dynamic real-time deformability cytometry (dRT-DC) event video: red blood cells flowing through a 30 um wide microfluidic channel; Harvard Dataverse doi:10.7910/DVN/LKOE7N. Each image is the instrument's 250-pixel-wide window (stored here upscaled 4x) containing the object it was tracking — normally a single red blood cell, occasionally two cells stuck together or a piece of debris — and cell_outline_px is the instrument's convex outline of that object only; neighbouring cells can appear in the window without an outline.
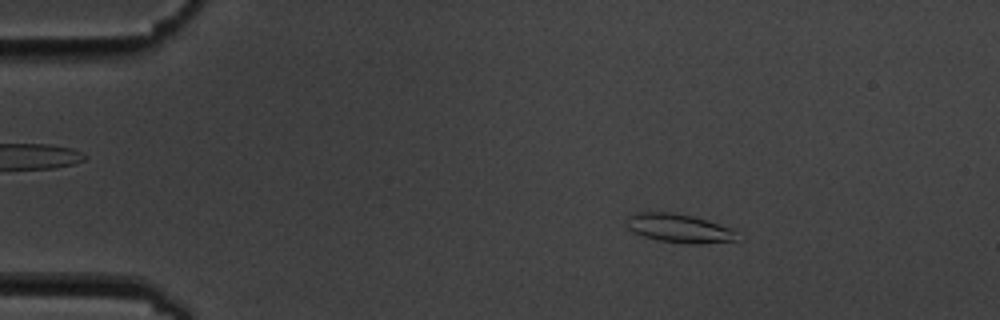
{"species": "common noctule bat (a hibernating species)", "species_latin": "Nyctalus noctula", "temperature_condition": "cold", "stored_images_in_passage": 5, "camera_frame_rate_fps": 3000, "um_per_image_px": 0.085, "animal": {"sex": "male", "body_mass_g": 19.5, "forearm_length_mm": 54.6}, "frame": {"image": 1, "passage_image": 2, "time_ms": 1.0, "image_size_px": [1000, 320], "cell_outline_px": [[736, 240], [700, 244], [692, 244], [660, 240], [644, 236], [632, 232], [628, 228], [628, 216], [636, 212], [672, 212], [692, 216], [708, 220], [732, 228], [736, 232]], "centroid_in_image_um": [57.73, 19.39], "position_along_channel_um": 27.3, "area_um2": 18.32}}